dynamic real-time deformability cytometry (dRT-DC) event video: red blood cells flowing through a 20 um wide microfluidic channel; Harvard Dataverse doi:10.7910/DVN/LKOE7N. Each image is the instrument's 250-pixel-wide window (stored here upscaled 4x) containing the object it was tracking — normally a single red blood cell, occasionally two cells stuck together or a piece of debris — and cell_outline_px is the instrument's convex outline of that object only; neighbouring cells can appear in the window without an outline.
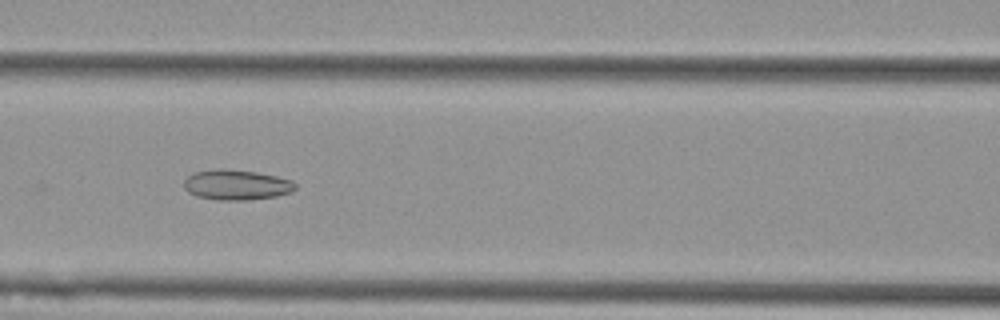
{"species": "Egyptian fruit bat (a non-hibernating species)", "species_latin": "Rousettus aegyptiacus", "temperature_condition": "cold", "stored_images_in_passage": 8, "camera_frame_rate_fps": 3000, "um_per_image_px": 0.085, "animal": {"sex": "female"}, "frame": {"image": 1, "passage_image": 8, "time_ms": 2.333, "image_size_px": [1000, 320], "cell_outline_px": [[296, 188], [292, 192], [276, 196], [248, 200], [220, 200], [196, 196], [188, 192], [184, 188], [184, 180], [188, 176], [196, 172], [256, 172], [276, 176], [292, 180], [296, 184]], "centroid_in_image_um": [20.16, 15.77], "position_along_channel_um": 146.4, "area_um2": 18.73}}